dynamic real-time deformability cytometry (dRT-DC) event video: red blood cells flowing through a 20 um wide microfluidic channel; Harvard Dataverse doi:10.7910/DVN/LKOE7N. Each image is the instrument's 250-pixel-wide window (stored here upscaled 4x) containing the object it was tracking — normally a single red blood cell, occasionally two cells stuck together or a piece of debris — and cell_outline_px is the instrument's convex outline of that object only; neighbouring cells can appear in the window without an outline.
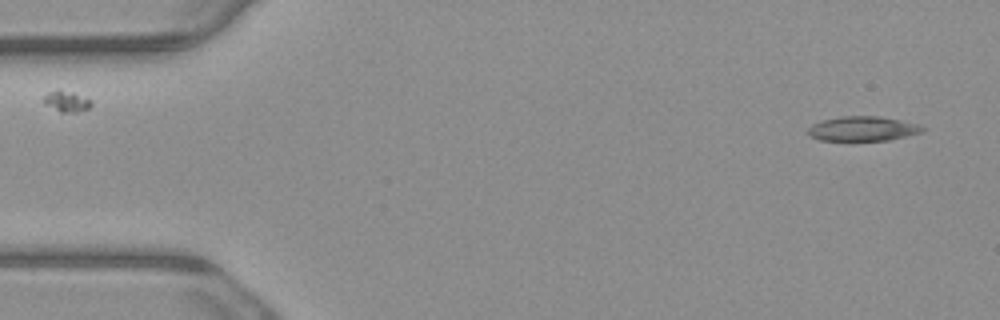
{"species": "common noctule bat (a hibernating species)", "species_latin": "Nyctalus noctula", "temperature_condition": "warm", "stored_images_in_passage": 2, "camera_frame_rate_fps": 3000, "um_per_image_px": 0.085, "animal": {"sex": "male", "body_mass_g": 23.1, "forearm_length_mm": 52.7}, "frame": {"image": 1, "passage_image": 2, "time_ms": 0.333, "image_size_px": [1000, 320], "cell_outline_px": [[928, 128], [924, 132], [888, 140], [820, 140], [808, 136], [808, 128], [812, 124], [820, 120], [840, 116], [880, 116], [920, 124]], "centroid_in_image_um": [73.36, 10.93], "position_along_channel_um": 11.6, "area_um2": 16.65}}